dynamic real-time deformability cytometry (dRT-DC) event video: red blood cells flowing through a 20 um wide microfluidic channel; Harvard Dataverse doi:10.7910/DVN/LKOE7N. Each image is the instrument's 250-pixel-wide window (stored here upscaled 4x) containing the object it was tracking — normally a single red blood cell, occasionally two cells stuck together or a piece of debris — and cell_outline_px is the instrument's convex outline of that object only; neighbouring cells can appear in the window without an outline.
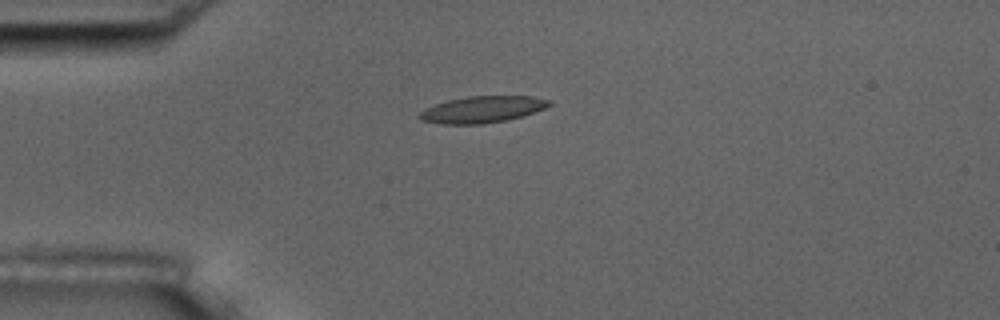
{"species": "common noctule bat (a hibernating species)", "species_latin": "Nyctalus noctula", "temperature_condition": "room temperature", "stored_images_in_passage": 10, "camera_frame_rate_fps": 3000, "um_per_image_px": 0.085, "animal": {"sex": "male", "body_mass_g": 17.5, "forearm_length_mm": 52.3}, "frame": {"image": 1, "passage_image": 4, "time_ms": 3.333, "image_size_px": [1000, 320], "cell_outline_px": [[552, 104], [544, 108], [508, 120], [480, 124], [440, 124], [420, 120], [416, 116], [424, 108], [448, 100], [468, 96], [532, 96], [552, 100]], "centroid_in_image_um": [40.96, 9.3], "position_along_channel_um": 44.0, "area_um2": 20.11}}
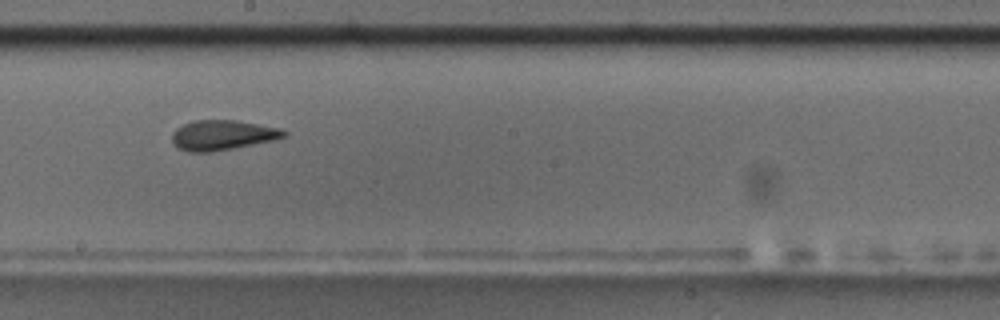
{"frame": {"image": 2, "passage_image": 9, "time_ms": 9.0, "image_size_px": [1000, 320], "cell_outline_px": [[288, 132], [284, 136], [272, 140], [212, 152], [188, 152], [176, 148], [172, 144], [172, 132], [176, 128], [192, 120], [236, 120], [280, 128]], "centroid_in_image_um": [18.84, 11.48], "position_along_channel_um": 229.4, "area_um2": 19.54}}